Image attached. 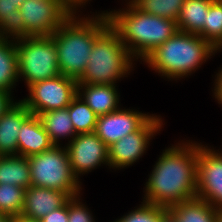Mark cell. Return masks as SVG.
I'll list each match as a JSON object with an SVG mask.
<instances>
[{"label": "cell", "instance_id": "obj_1", "mask_svg": "<svg viewBox=\"0 0 222 222\" xmlns=\"http://www.w3.org/2000/svg\"><path fill=\"white\" fill-rule=\"evenodd\" d=\"M170 147L163 150L149 175L143 202L169 208L197 195L198 144L181 142Z\"/></svg>", "mask_w": 222, "mask_h": 222}, {"label": "cell", "instance_id": "obj_2", "mask_svg": "<svg viewBox=\"0 0 222 222\" xmlns=\"http://www.w3.org/2000/svg\"><path fill=\"white\" fill-rule=\"evenodd\" d=\"M127 8L106 11V14L110 26L135 59L144 60L156 47L179 31L176 21L145 13L131 0Z\"/></svg>", "mask_w": 222, "mask_h": 222}, {"label": "cell", "instance_id": "obj_3", "mask_svg": "<svg viewBox=\"0 0 222 222\" xmlns=\"http://www.w3.org/2000/svg\"><path fill=\"white\" fill-rule=\"evenodd\" d=\"M72 13L52 34L60 74L78 80L89 62L95 39L110 25L107 14L81 17Z\"/></svg>", "mask_w": 222, "mask_h": 222}, {"label": "cell", "instance_id": "obj_4", "mask_svg": "<svg viewBox=\"0 0 222 222\" xmlns=\"http://www.w3.org/2000/svg\"><path fill=\"white\" fill-rule=\"evenodd\" d=\"M217 50L198 34L178 31L144 60L160 75L176 80L195 72Z\"/></svg>", "mask_w": 222, "mask_h": 222}, {"label": "cell", "instance_id": "obj_5", "mask_svg": "<svg viewBox=\"0 0 222 222\" xmlns=\"http://www.w3.org/2000/svg\"><path fill=\"white\" fill-rule=\"evenodd\" d=\"M133 61L118 33L109 25L95 39L89 62L77 83L116 85L117 80L133 70Z\"/></svg>", "mask_w": 222, "mask_h": 222}, {"label": "cell", "instance_id": "obj_6", "mask_svg": "<svg viewBox=\"0 0 222 222\" xmlns=\"http://www.w3.org/2000/svg\"><path fill=\"white\" fill-rule=\"evenodd\" d=\"M31 185L59 190L70 197L80 194L81 184L72 172L66 147L51 149L28 157Z\"/></svg>", "mask_w": 222, "mask_h": 222}, {"label": "cell", "instance_id": "obj_7", "mask_svg": "<svg viewBox=\"0 0 222 222\" xmlns=\"http://www.w3.org/2000/svg\"><path fill=\"white\" fill-rule=\"evenodd\" d=\"M19 79L30 85L60 75L58 55L52 35L28 36L15 40Z\"/></svg>", "mask_w": 222, "mask_h": 222}, {"label": "cell", "instance_id": "obj_8", "mask_svg": "<svg viewBox=\"0 0 222 222\" xmlns=\"http://www.w3.org/2000/svg\"><path fill=\"white\" fill-rule=\"evenodd\" d=\"M77 84L76 79L60 74L30 85L29 96L21 101L35 115L66 108L77 95Z\"/></svg>", "mask_w": 222, "mask_h": 222}, {"label": "cell", "instance_id": "obj_9", "mask_svg": "<svg viewBox=\"0 0 222 222\" xmlns=\"http://www.w3.org/2000/svg\"><path fill=\"white\" fill-rule=\"evenodd\" d=\"M19 11L27 37L52 35L73 13L61 0H25Z\"/></svg>", "mask_w": 222, "mask_h": 222}, {"label": "cell", "instance_id": "obj_10", "mask_svg": "<svg viewBox=\"0 0 222 222\" xmlns=\"http://www.w3.org/2000/svg\"><path fill=\"white\" fill-rule=\"evenodd\" d=\"M162 118L154 114L135 132L108 147L109 167H129L146 152L150 139L162 128Z\"/></svg>", "mask_w": 222, "mask_h": 222}, {"label": "cell", "instance_id": "obj_11", "mask_svg": "<svg viewBox=\"0 0 222 222\" xmlns=\"http://www.w3.org/2000/svg\"><path fill=\"white\" fill-rule=\"evenodd\" d=\"M196 197L222 210V151L198 143Z\"/></svg>", "mask_w": 222, "mask_h": 222}, {"label": "cell", "instance_id": "obj_12", "mask_svg": "<svg viewBox=\"0 0 222 222\" xmlns=\"http://www.w3.org/2000/svg\"><path fill=\"white\" fill-rule=\"evenodd\" d=\"M65 147L77 179L101 164L109 166L108 146L94 132L77 134Z\"/></svg>", "mask_w": 222, "mask_h": 222}, {"label": "cell", "instance_id": "obj_13", "mask_svg": "<svg viewBox=\"0 0 222 222\" xmlns=\"http://www.w3.org/2000/svg\"><path fill=\"white\" fill-rule=\"evenodd\" d=\"M152 114L134 109H117L97 118L94 133L109 147L121 138L137 131Z\"/></svg>", "mask_w": 222, "mask_h": 222}, {"label": "cell", "instance_id": "obj_14", "mask_svg": "<svg viewBox=\"0 0 222 222\" xmlns=\"http://www.w3.org/2000/svg\"><path fill=\"white\" fill-rule=\"evenodd\" d=\"M71 197L62 191L30 185L25 190L24 207L20 216L40 220L63 206Z\"/></svg>", "mask_w": 222, "mask_h": 222}, {"label": "cell", "instance_id": "obj_15", "mask_svg": "<svg viewBox=\"0 0 222 222\" xmlns=\"http://www.w3.org/2000/svg\"><path fill=\"white\" fill-rule=\"evenodd\" d=\"M31 114L19 100L0 116V156L18 155V132Z\"/></svg>", "mask_w": 222, "mask_h": 222}, {"label": "cell", "instance_id": "obj_16", "mask_svg": "<svg viewBox=\"0 0 222 222\" xmlns=\"http://www.w3.org/2000/svg\"><path fill=\"white\" fill-rule=\"evenodd\" d=\"M53 146L38 115L31 114L18 132V155L28 158Z\"/></svg>", "mask_w": 222, "mask_h": 222}, {"label": "cell", "instance_id": "obj_17", "mask_svg": "<svg viewBox=\"0 0 222 222\" xmlns=\"http://www.w3.org/2000/svg\"><path fill=\"white\" fill-rule=\"evenodd\" d=\"M115 87L106 84L78 83L77 94L99 117L119 109L120 95Z\"/></svg>", "mask_w": 222, "mask_h": 222}, {"label": "cell", "instance_id": "obj_18", "mask_svg": "<svg viewBox=\"0 0 222 222\" xmlns=\"http://www.w3.org/2000/svg\"><path fill=\"white\" fill-rule=\"evenodd\" d=\"M168 212L176 222H217L219 210L195 197L169 207Z\"/></svg>", "mask_w": 222, "mask_h": 222}, {"label": "cell", "instance_id": "obj_19", "mask_svg": "<svg viewBox=\"0 0 222 222\" xmlns=\"http://www.w3.org/2000/svg\"><path fill=\"white\" fill-rule=\"evenodd\" d=\"M210 4L206 0H185L177 20L179 31L198 34L204 39V25Z\"/></svg>", "mask_w": 222, "mask_h": 222}, {"label": "cell", "instance_id": "obj_20", "mask_svg": "<svg viewBox=\"0 0 222 222\" xmlns=\"http://www.w3.org/2000/svg\"><path fill=\"white\" fill-rule=\"evenodd\" d=\"M25 0H0V37L19 39L27 37L23 17L19 11Z\"/></svg>", "mask_w": 222, "mask_h": 222}, {"label": "cell", "instance_id": "obj_21", "mask_svg": "<svg viewBox=\"0 0 222 222\" xmlns=\"http://www.w3.org/2000/svg\"><path fill=\"white\" fill-rule=\"evenodd\" d=\"M38 117L54 145L59 146L62 138L71 137V141L77 135L69 116L68 107L40 113Z\"/></svg>", "mask_w": 222, "mask_h": 222}, {"label": "cell", "instance_id": "obj_22", "mask_svg": "<svg viewBox=\"0 0 222 222\" xmlns=\"http://www.w3.org/2000/svg\"><path fill=\"white\" fill-rule=\"evenodd\" d=\"M4 183L24 189L31 185L28 158L19 155L0 156V184Z\"/></svg>", "mask_w": 222, "mask_h": 222}, {"label": "cell", "instance_id": "obj_23", "mask_svg": "<svg viewBox=\"0 0 222 222\" xmlns=\"http://www.w3.org/2000/svg\"><path fill=\"white\" fill-rule=\"evenodd\" d=\"M18 80V56L15 40L0 37V90L12 93L11 90Z\"/></svg>", "mask_w": 222, "mask_h": 222}, {"label": "cell", "instance_id": "obj_24", "mask_svg": "<svg viewBox=\"0 0 222 222\" xmlns=\"http://www.w3.org/2000/svg\"><path fill=\"white\" fill-rule=\"evenodd\" d=\"M68 110L76 134L95 131L98 116L78 94L72 99Z\"/></svg>", "mask_w": 222, "mask_h": 222}, {"label": "cell", "instance_id": "obj_25", "mask_svg": "<svg viewBox=\"0 0 222 222\" xmlns=\"http://www.w3.org/2000/svg\"><path fill=\"white\" fill-rule=\"evenodd\" d=\"M25 190L13 184H0V212L8 219H14L21 215Z\"/></svg>", "mask_w": 222, "mask_h": 222}, {"label": "cell", "instance_id": "obj_26", "mask_svg": "<svg viewBox=\"0 0 222 222\" xmlns=\"http://www.w3.org/2000/svg\"><path fill=\"white\" fill-rule=\"evenodd\" d=\"M141 11L173 21L178 20L185 0H131Z\"/></svg>", "mask_w": 222, "mask_h": 222}, {"label": "cell", "instance_id": "obj_27", "mask_svg": "<svg viewBox=\"0 0 222 222\" xmlns=\"http://www.w3.org/2000/svg\"><path fill=\"white\" fill-rule=\"evenodd\" d=\"M204 39L216 50L222 48V0L211 2L204 25Z\"/></svg>", "mask_w": 222, "mask_h": 222}, {"label": "cell", "instance_id": "obj_28", "mask_svg": "<svg viewBox=\"0 0 222 222\" xmlns=\"http://www.w3.org/2000/svg\"><path fill=\"white\" fill-rule=\"evenodd\" d=\"M167 212L168 208L142 202L134 211L132 210L114 222H160Z\"/></svg>", "mask_w": 222, "mask_h": 222}, {"label": "cell", "instance_id": "obj_29", "mask_svg": "<svg viewBox=\"0 0 222 222\" xmlns=\"http://www.w3.org/2000/svg\"><path fill=\"white\" fill-rule=\"evenodd\" d=\"M80 195L68 200V222H95L89 209L80 202Z\"/></svg>", "mask_w": 222, "mask_h": 222}, {"label": "cell", "instance_id": "obj_30", "mask_svg": "<svg viewBox=\"0 0 222 222\" xmlns=\"http://www.w3.org/2000/svg\"><path fill=\"white\" fill-rule=\"evenodd\" d=\"M41 222H68V201L61 207L45 215Z\"/></svg>", "mask_w": 222, "mask_h": 222}, {"label": "cell", "instance_id": "obj_31", "mask_svg": "<svg viewBox=\"0 0 222 222\" xmlns=\"http://www.w3.org/2000/svg\"><path fill=\"white\" fill-rule=\"evenodd\" d=\"M11 98V93L0 90V116H2L15 102Z\"/></svg>", "mask_w": 222, "mask_h": 222}, {"label": "cell", "instance_id": "obj_32", "mask_svg": "<svg viewBox=\"0 0 222 222\" xmlns=\"http://www.w3.org/2000/svg\"><path fill=\"white\" fill-rule=\"evenodd\" d=\"M214 87L215 99L218 100L219 104H222V69L216 74Z\"/></svg>", "mask_w": 222, "mask_h": 222}, {"label": "cell", "instance_id": "obj_33", "mask_svg": "<svg viewBox=\"0 0 222 222\" xmlns=\"http://www.w3.org/2000/svg\"><path fill=\"white\" fill-rule=\"evenodd\" d=\"M73 13L77 12V8L83 6L89 0H61Z\"/></svg>", "mask_w": 222, "mask_h": 222}, {"label": "cell", "instance_id": "obj_34", "mask_svg": "<svg viewBox=\"0 0 222 222\" xmlns=\"http://www.w3.org/2000/svg\"><path fill=\"white\" fill-rule=\"evenodd\" d=\"M160 222H176V219L167 212L162 218Z\"/></svg>", "mask_w": 222, "mask_h": 222}, {"label": "cell", "instance_id": "obj_35", "mask_svg": "<svg viewBox=\"0 0 222 222\" xmlns=\"http://www.w3.org/2000/svg\"><path fill=\"white\" fill-rule=\"evenodd\" d=\"M15 222H41L40 220H34L30 218H25L22 216L14 218Z\"/></svg>", "mask_w": 222, "mask_h": 222}, {"label": "cell", "instance_id": "obj_36", "mask_svg": "<svg viewBox=\"0 0 222 222\" xmlns=\"http://www.w3.org/2000/svg\"><path fill=\"white\" fill-rule=\"evenodd\" d=\"M8 218L0 212V222H6Z\"/></svg>", "mask_w": 222, "mask_h": 222}, {"label": "cell", "instance_id": "obj_37", "mask_svg": "<svg viewBox=\"0 0 222 222\" xmlns=\"http://www.w3.org/2000/svg\"><path fill=\"white\" fill-rule=\"evenodd\" d=\"M217 222H222V210H219L218 212V220Z\"/></svg>", "mask_w": 222, "mask_h": 222}, {"label": "cell", "instance_id": "obj_38", "mask_svg": "<svg viewBox=\"0 0 222 222\" xmlns=\"http://www.w3.org/2000/svg\"><path fill=\"white\" fill-rule=\"evenodd\" d=\"M6 222H15L14 219H8Z\"/></svg>", "mask_w": 222, "mask_h": 222}, {"label": "cell", "instance_id": "obj_39", "mask_svg": "<svg viewBox=\"0 0 222 222\" xmlns=\"http://www.w3.org/2000/svg\"><path fill=\"white\" fill-rule=\"evenodd\" d=\"M206 1L217 2V1H221V0H206Z\"/></svg>", "mask_w": 222, "mask_h": 222}]
</instances>
